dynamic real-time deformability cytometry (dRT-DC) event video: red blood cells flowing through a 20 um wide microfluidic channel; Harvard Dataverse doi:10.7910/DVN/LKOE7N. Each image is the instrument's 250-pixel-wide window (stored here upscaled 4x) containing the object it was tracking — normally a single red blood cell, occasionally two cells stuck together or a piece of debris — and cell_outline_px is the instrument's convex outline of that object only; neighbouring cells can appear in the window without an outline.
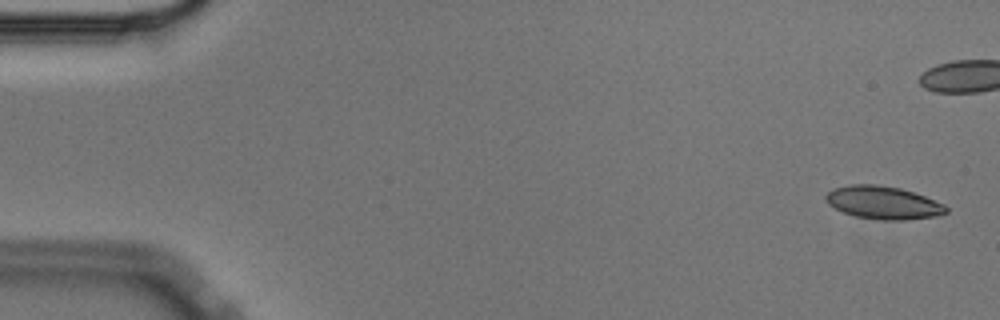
{"species": "Egyptian fruit bat (a non-hibernating species)", "species_latin": "Rousettus aegyptiacus", "temperature_condition": "cold", "stored_images_in_passage": 57, "camera_frame_rate_fps": 3000, "um_per_image_px": 0.085, "animal": {"sex": "male"}, "frame": {"image": 1, "passage_image": 2, "time_ms": 0.333, "image_size_px": [1000, 320], "cell_outline_px": [[948, 212], [936, 216], [908, 220], [880, 220], [856, 216], [844, 212], [828, 204], [824, 200], [824, 196], [832, 188], [852, 184], [876, 184], [900, 188], [924, 196], [944, 204], [948, 208]], "centroid_in_image_um": [75.06, 17.22], "position_along_channel_um": 9.9, "area_um2": 23.12}}
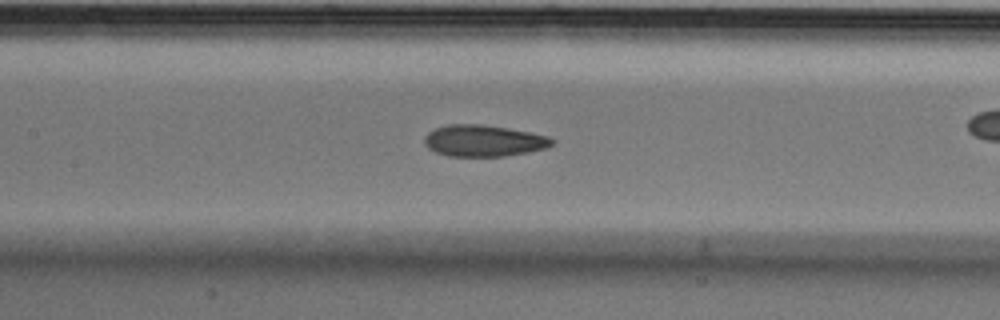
{"frame": {"image": 2, "passage_image": 26, "time_ms": 8.333, "image_size_px": [1000, 320], "cell_outline_px": [[552, 144], [544, 148], [528, 152], [504, 156], [448, 156], [436, 152], [428, 148], [424, 144], [424, 136], [428, 132], [436, 128], [448, 124], [480, 124], [508, 128], [548, 136], [552, 140]], "centroid_in_image_um": [41.05, 11.96], "position_along_channel_um": 166.4, "area_um2": 23.24}}
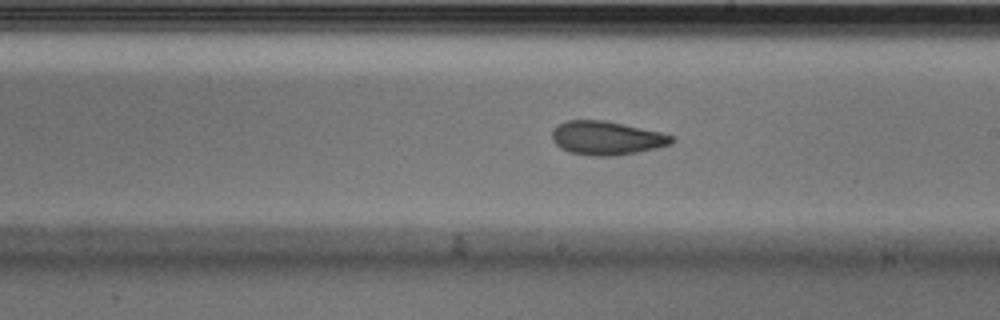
{"frame": {"image": 3, "passage_image": 32, "time_ms": 10.333, "image_size_px": [1000, 320], "cell_outline_px": [[676, 140], [672, 144], [656, 148], [636, 152], [612, 156], [592, 156], [568, 152], [560, 148], [552, 140], [552, 128], [568, 120], [604, 120], [624, 124], [660, 132], [672, 136]], "centroid_in_image_um": [51.54, 11.73], "position_along_channel_um": 237.5, "area_um2": 23.52}, "authors_computed_cell_mechanics": {"area_um2": 23.698, "velocity_mm_per_s": 3.5686, "shape_relaxation_time_tau1_ms": 7.1204, "shape_relaxation_time_tau2_ms": 2.4048, "deformation_change_tau1": 0.1472, "deformation_change_tau2": 0.0785}}